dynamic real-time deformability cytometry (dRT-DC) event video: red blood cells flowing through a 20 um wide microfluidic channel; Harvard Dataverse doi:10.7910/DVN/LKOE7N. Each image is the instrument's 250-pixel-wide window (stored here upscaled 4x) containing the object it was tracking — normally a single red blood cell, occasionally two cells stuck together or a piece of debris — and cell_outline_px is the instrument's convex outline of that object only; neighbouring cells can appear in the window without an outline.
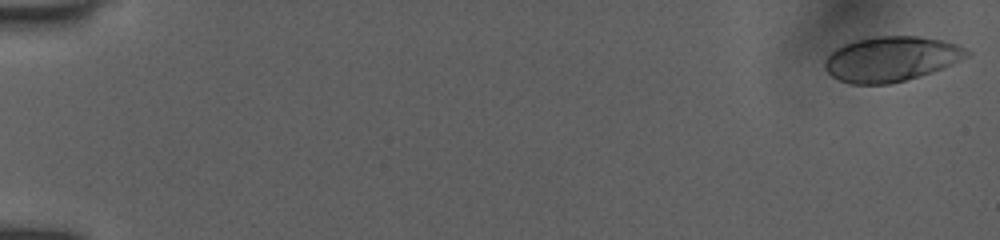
{"species": "human", "species_latin": "Homo sapiens", "temperature_condition": "room temperature", "stored_images_in_passage": 55, "camera_frame_rate_fps": 3000, "um_per_image_px": 0.085, "donor": {"sex": "female"}, "frame": {"image": 1, "passage_image": 1, "time_ms": 0.0, "image_size_px": [1000, 240], "cell_outline_px": [[972, 52], [968, 56], [944, 68], [932, 72], [904, 80], [888, 84], [852, 84], [840, 80], [832, 76], [824, 68], [824, 60], [836, 48], [844, 44], [856, 40], [876, 36], [916, 36], [944, 40], [956, 44]], "centroid_in_image_um": [75.75, 5.0], "position_along_channel_um": 9.2, "area_um2": 37.11}}
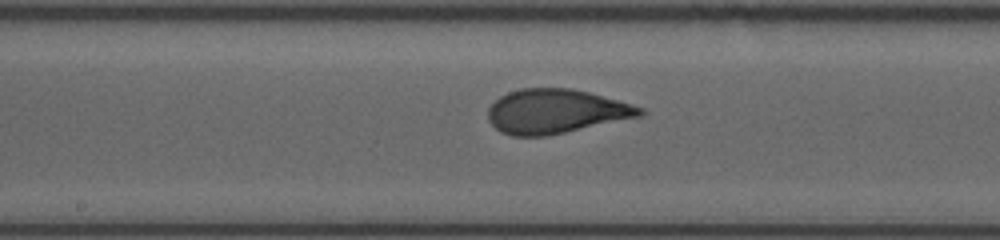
{"frame": {"image": 2, "passage_image": 30, "time_ms": 9.333, "image_size_px": [1000, 240], "cell_outline_px": [[648, 112], [640, 116], [548, 136], [512, 136], [500, 132], [488, 120], [488, 108], [500, 96], [508, 92], [520, 88], [572, 88], [588, 92], [644, 108]], "centroid_in_image_um": [47.22, 9.47], "position_along_channel_um": 201.0, "area_um2": 39.07}}
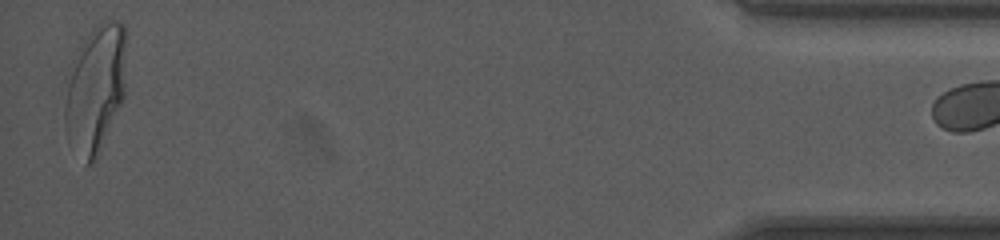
{"frame": {"image": 3, "passage_image": 53, "time_ms": 17.0, "image_size_px": [1000, 240], "cell_outline_px": [[124, 96], [96, 160], [88, 164], [84, 164], [64, 124], [64, 76], [80, 44], [92, 28], [100, 20], [116, 20], [124, 24]], "centroid_in_image_um": [8.06, 7.47], "position_along_channel_um": 427.1, "area_um2": 45.78}}